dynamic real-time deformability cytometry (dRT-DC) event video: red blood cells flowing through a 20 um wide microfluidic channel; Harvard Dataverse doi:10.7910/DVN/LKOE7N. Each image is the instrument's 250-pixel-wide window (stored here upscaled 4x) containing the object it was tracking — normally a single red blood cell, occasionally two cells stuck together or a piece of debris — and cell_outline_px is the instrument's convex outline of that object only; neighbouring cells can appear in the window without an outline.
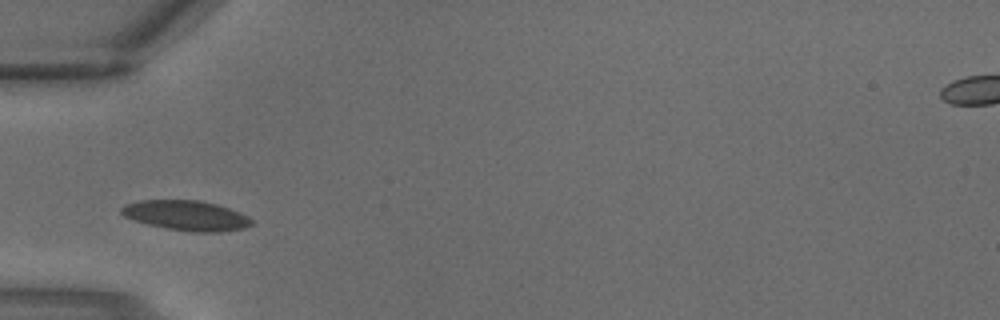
{"species": "common noctule bat (a hibernating species)", "species_latin": "Nyctalus noctula", "temperature_condition": "warm", "stored_images_in_passage": 1, "camera_frame_rate_fps": 3000, "um_per_image_px": 0.085, "animal": {"sex": "male", "body_mass_g": 18.8}, "frame": {"image": 1, "passage_image": 1, "time_ms": 0.0, "image_size_px": [1000, 320], "cell_outline_px": [[256, 224], [244, 228], [220, 232], [192, 232], [164, 228], [148, 224], [124, 216], [120, 212], [120, 208], [128, 204], [140, 200], [200, 200], [216, 204], [240, 212], [248, 216]], "centroid_in_image_um": [15.88, 18.32], "position_along_channel_um": 69.1, "area_um2": 22.77}}